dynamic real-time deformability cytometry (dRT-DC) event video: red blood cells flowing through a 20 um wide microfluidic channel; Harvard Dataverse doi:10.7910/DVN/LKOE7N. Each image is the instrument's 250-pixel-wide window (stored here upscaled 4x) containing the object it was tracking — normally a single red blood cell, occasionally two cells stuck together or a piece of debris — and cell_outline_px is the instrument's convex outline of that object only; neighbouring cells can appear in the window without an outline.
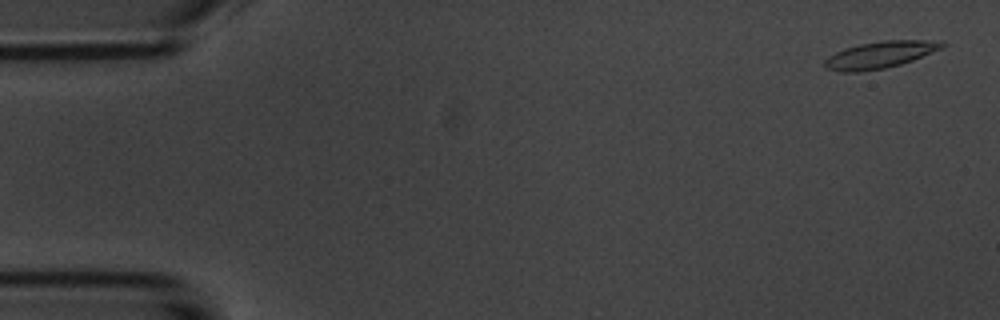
{"species": "common noctule bat (a hibernating species)", "species_latin": "Nyctalus noctula", "temperature_condition": "room temperature", "stored_images_in_passage": 54, "camera_frame_rate_fps": 3000, "um_per_image_px": 0.085, "animal": {"sex": "male", "body_mass_g": 20.1, "forearm_length_mm": 53.5}, "frame": {"image": 1, "passage_image": 2, "time_ms": 0.333, "image_size_px": [1000, 320], "cell_outline_px": [[948, 44], [940, 48], [912, 60], [900, 64], [884, 68], [860, 72], [840, 72], [828, 68], [824, 64], [824, 60], [828, 56], [844, 48], [860, 44], [884, 40], [944, 40]], "centroid_in_image_um": [74.8, 4.64], "position_along_channel_um": 10.2, "area_um2": 18.26}}
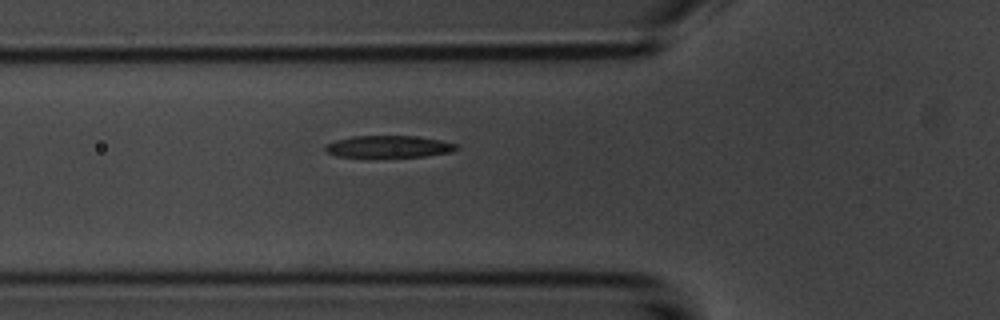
{"frame": {"image": 2, "passage_image": 19, "time_ms": 6.0, "image_size_px": [1000, 320], "cell_outline_px": [[460, 148], [452, 152], [424, 156], [336, 156], [324, 152], [324, 144], [336, 140], [352, 136], [416, 136], [440, 140], [460, 144]], "centroid_in_image_um": [33.05, 12.45], "position_along_channel_um": 92.7, "area_um2": 16.76}}
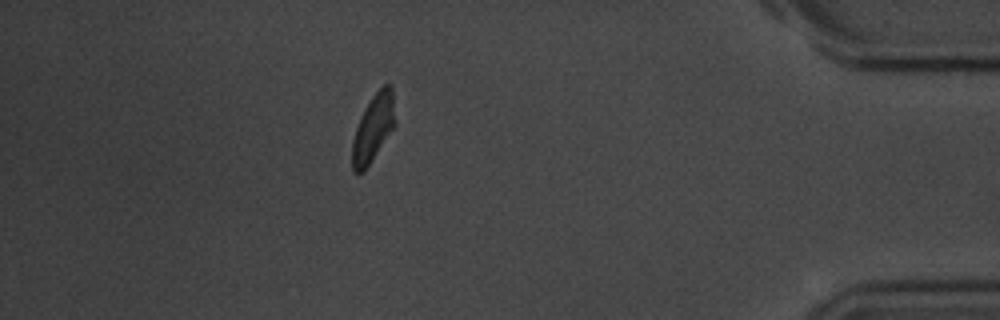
{"frame": {"image": 3, "passage_image": 48, "time_ms": 15.667, "image_size_px": [1000, 320], "cell_outline_px": [[396, 124], [364, 172], [356, 176], [352, 172], [352, 140], [360, 116], [364, 108], [372, 96], [384, 84], [392, 84], [396, 120]], "centroid_in_image_um": [31.72, 10.9], "position_along_channel_um": 403.5, "area_um2": 17.17}, "authors_computed_cell_mechanics": {"area_um2": 17.918, "velocity_mm_per_s": 3.6899, "shape_relaxation_time_tau1_ms": 2.1733, "shape_relaxation_time_tau2_ms": 3.4678, "deformation_change_tau1": 0.1432, "deformation_change_tau2": 0.107}}